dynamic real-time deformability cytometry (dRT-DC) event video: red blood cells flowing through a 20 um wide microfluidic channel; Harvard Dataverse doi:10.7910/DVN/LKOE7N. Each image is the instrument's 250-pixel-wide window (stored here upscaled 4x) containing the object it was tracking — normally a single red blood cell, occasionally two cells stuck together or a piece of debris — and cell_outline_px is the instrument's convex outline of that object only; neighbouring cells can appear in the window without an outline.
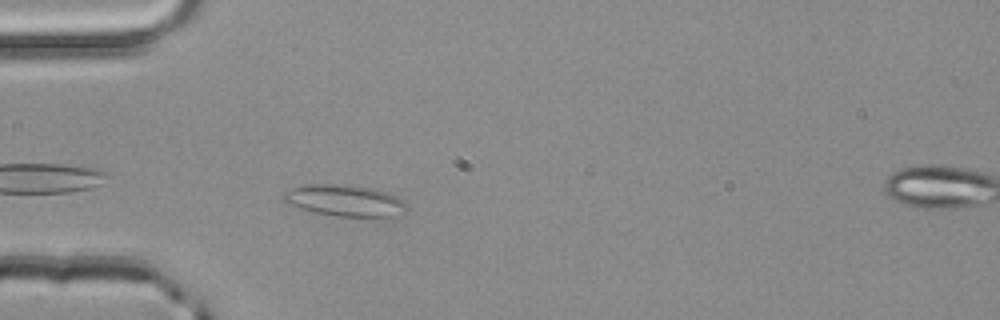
{"species": "common noctule bat (a hibernating species)", "species_latin": "Nyctalus noctula", "temperature_condition": "room temperature", "stored_images_in_passage": 4, "segment_of_instrument_passage": [1, 2], "camera_frame_rate_fps": 3000, "um_per_image_px": 0.085, "animal": {"sex": "male", "body_mass_g": 20.4}, "frame": {"image": 1, "passage_image": 3, "time_ms": 0.667, "image_size_px": [1000, 320], "cell_outline_px": [[408, 208], [392, 216], [336, 216], [312, 212], [288, 204], [280, 196], [284, 192], [292, 188], [304, 184], [348, 184], [376, 188], [388, 192], [404, 200], [408, 204]], "centroid_in_image_um": [29.28, 17.02], "position_along_channel_um": 55.7, "area_um2": 22.83}}